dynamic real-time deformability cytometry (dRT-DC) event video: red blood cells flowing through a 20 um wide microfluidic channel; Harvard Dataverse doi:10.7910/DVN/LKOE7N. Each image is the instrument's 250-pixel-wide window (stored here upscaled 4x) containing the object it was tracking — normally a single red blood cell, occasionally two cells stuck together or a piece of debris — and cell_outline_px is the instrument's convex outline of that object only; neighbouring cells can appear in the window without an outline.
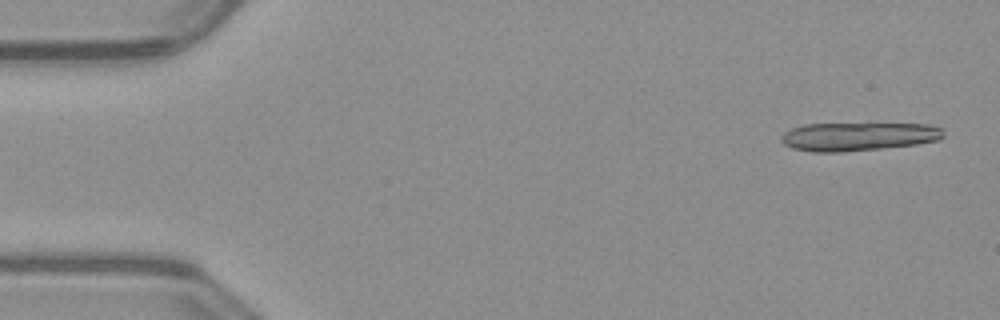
{"species": "common noctule bat (a hibernating species)", "species_latin": "Nyctalus noctula", "temperature_condition": "warm", "stored_images_in_passage": 17, "camera_frame_rate_fps": 3000, "um_per_image_px": 0.085, "animal": {"sex": "male", "body_mass_g": 23.1, "forearm_length_mm": 52.7}, "frame": {"image": 1, "passage_image": 2, "time_ms": 0.333, "image_size_px": [1000, 320], "cell_outline_px": [[944, 136], [940, 140], [916, 144], [844, 152], [812, 152], [792, 148], [784, 144], [780, 140], [780, 136], [784, 132], [792, 128], [804, 124], [928, 124], [940, 128], [944, 132]], "centroid_in_image_um": [72.92, 11.61], "position_along_channel_um": 12.1, "area_um2": 26.88}}